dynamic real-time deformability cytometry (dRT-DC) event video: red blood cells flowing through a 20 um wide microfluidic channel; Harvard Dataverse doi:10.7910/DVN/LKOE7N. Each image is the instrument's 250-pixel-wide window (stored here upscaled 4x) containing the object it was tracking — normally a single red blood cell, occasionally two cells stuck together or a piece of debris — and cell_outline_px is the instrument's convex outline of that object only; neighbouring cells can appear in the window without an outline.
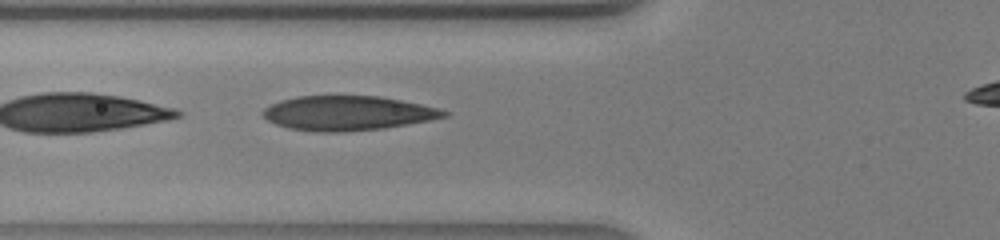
{"species": "human", "species_latin": "Homo sapiens", "temperature_condition": "warm", "stored_images_in_passage": 35, "camera_frame_rate_fps": 3000, "um_per_image_px": 0.085, "donor": {"sex": "male"}, "frame": {"image": 1, "passage_image": 12, "time_ms": 3.667, "image_size_px": [1000, 240], "cell_outline_px": [[448, 116], [428, 120], [384, 128], [340, 132], [320, 132], [288, 128], [276, 124], [268, 120], [260, 112], [264, 108], [280, 100], [296, 96], [380, 96], [440, 108], [448, 112]], "centroid_in_image_um": [29.52, 9.61], "position_along_channel_um": 96.3, "area_um2": 36.24}}
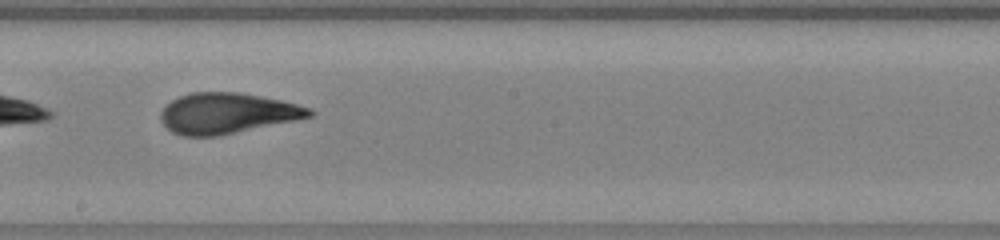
{"frame": {"image": 2, "passage_image": 20, "time_ms": 6.333, "image_size_px": [1000, 240], "cell_outline_px": [[316, 116], [220, 136], [180, 136], [172, 132], [160, 120], [160, 112], [172, 100], [180, 96], [192, 92], [240, 92], [280, 100], [312, 108], [316, 112]], "centroid_in_image_um": [19.35, 9.64], "position_along_channel_um": 228.8, "area_um2": 35.49}}
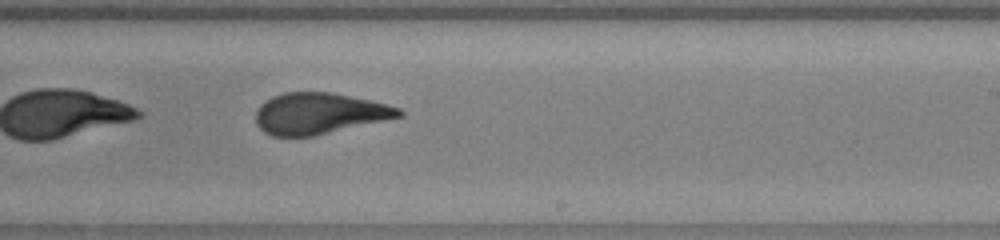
{"frame": {"image": 3, "passage_image": 22, "time_ms": 7.0, "image_size_px": [1000, 240], "cell_outline_px": [[404, 116], [312, 136], [272, 136], [264, 132], [256, 124], [256, 108], [264, 100], [272, 96], [284, 92], [332, 92], [368, 100], [400, 108], [404, 112]], "centroid_in_image_um": [27.09, 9.64], "position_along_channel_um": 261.9, "area_um2": 34.28}}